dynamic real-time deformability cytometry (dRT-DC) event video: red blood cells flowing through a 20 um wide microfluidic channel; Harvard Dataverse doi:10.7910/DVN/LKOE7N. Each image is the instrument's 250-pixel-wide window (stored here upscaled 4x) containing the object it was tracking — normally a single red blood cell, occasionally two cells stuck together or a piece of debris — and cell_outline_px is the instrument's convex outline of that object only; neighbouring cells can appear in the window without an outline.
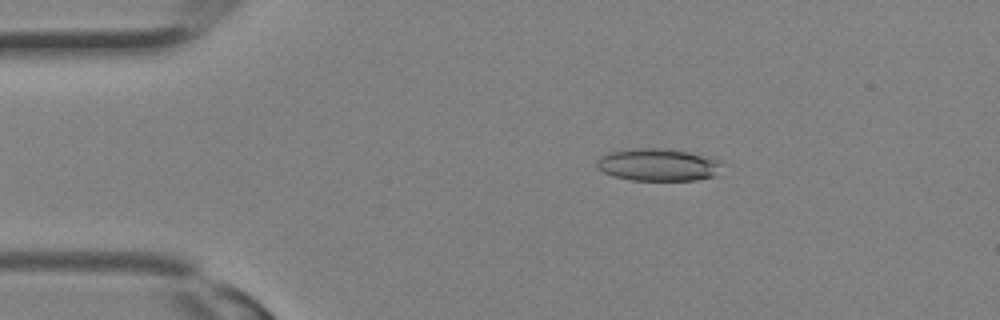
{"species": "Egyptian fruit bat (a non-hibernating species)", "species_latin": "Rousettus aegyptiacus", "temperature_condition": "room temperature", "stored_images_in_passage": 30, "camera_frame_rate_fps": 3000, "um_per_image_px": 0.085, "animal": {"sex": "female"}, "frame": {"image": 1, "passage_image": 6, "time_ms": 1.667, "image_size_px": [1000, 320], "cell_outline_px": [[724, 164], [716, 176], [696, 180], [632, 180], [612, 176], [596, 168], [596, 160], [600, 156], [608, 152], [632, 148], [660, 148], [688, 152], [720, 160]], "centroid_in_image_um": [55.92, 14.01], "position_along_channel_um": 29.1, "area_um2": 23.87}}
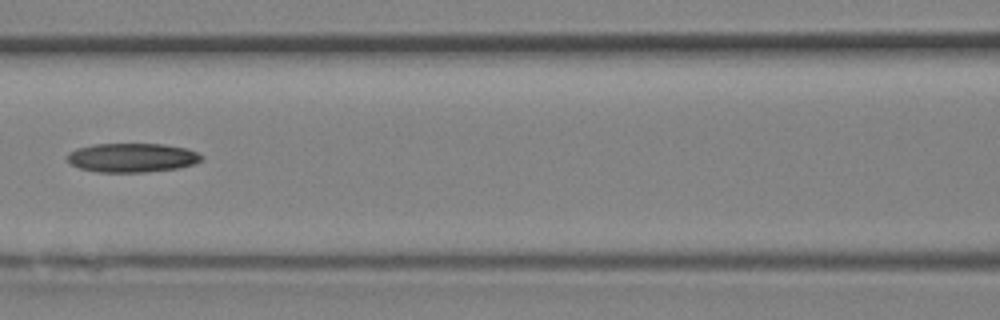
{"frame": {"image": 2, "passage_image": 14, "time_ms": 4.333, "image_size_px": [1000, 320], "cell_outline_px": [[204, 160], [180, 168], [144, 172], [96, 172], [80, 168], [72, 164], [68, 160], [68, 152], [76, 148], [92, 144], [164, 144], [188, 148], [204, 156]], "centroid_in_image_um": [11.25, 13.4], "position_along_channel_um": 155.3, "area_um2": 22.89}}
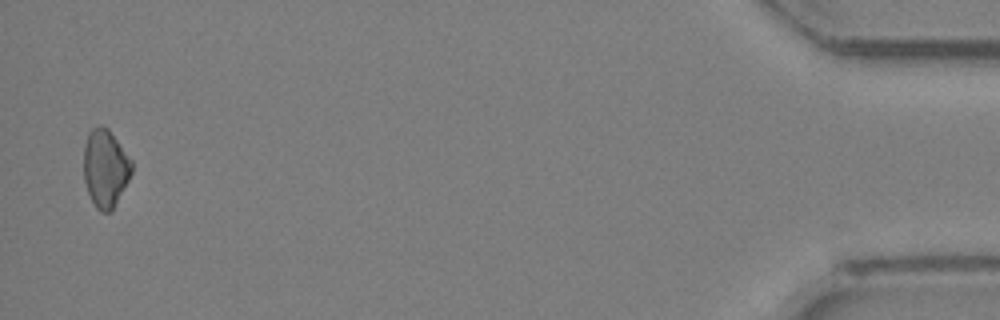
{"frame": {"image": 3, "passage_image": 30, "time_ms": 9.667, "image_size_px": [1000, 320], "cell_outline_px": [[132, 172], [112, 212], [100, 212], [96, 208], [88, 192], [84, 180], [84, 144], [88, 132], [96, 124], [104, 124], [108, 128], [132, 160]], "centroid_in_image_um": [8.94, 14.27], "position_along_channel_um": 426.3, "area_um2": 21.96}}